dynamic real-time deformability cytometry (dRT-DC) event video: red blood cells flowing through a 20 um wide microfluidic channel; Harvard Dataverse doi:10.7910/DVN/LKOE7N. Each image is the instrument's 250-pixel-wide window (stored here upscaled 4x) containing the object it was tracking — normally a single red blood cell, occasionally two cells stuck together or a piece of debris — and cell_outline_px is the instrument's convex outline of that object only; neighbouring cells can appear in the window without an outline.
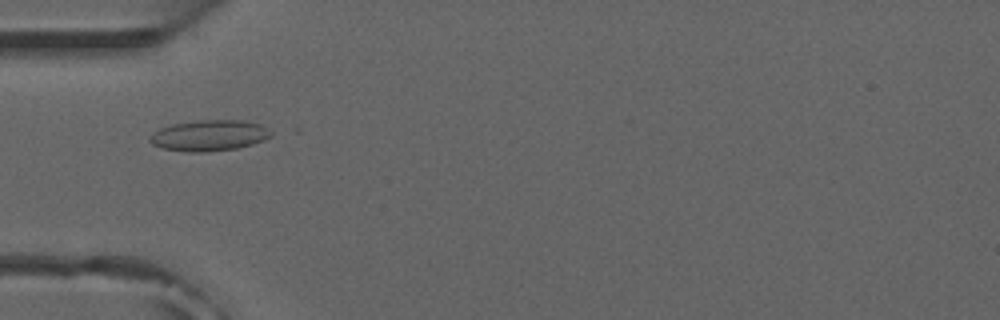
{"species": "common noctule bat (a hibernating species)", "species_latin": "Nyctalus noctula", "temperature_condition": "room temperature", "stored_images_in_passage": 33, "camera_frame_rate_fps": 3000, "um_per_image_px": 0.085, "animal": {"sex": "male", "forearm_length_mm": 52.5}, "frame": {"image": 1, "passage_image": 11, "time_ms": 3.333, "image_size_px": [1000, 320], "cell_outline_px": [[272, 136], [264, 140], [252, 144], [236, 148], [204, 152], [184, 152], [164, 148], [152, 144], [148, 140], [148, 136], [152, 132], [160, 128], [172, 124], [200, 120], [244, 120], [260, 124], [272, 132]], "centroid_in_image_um": [17.76, 11.51], "position_along_channel_um": 67.2, "area_um2": 21.91}}